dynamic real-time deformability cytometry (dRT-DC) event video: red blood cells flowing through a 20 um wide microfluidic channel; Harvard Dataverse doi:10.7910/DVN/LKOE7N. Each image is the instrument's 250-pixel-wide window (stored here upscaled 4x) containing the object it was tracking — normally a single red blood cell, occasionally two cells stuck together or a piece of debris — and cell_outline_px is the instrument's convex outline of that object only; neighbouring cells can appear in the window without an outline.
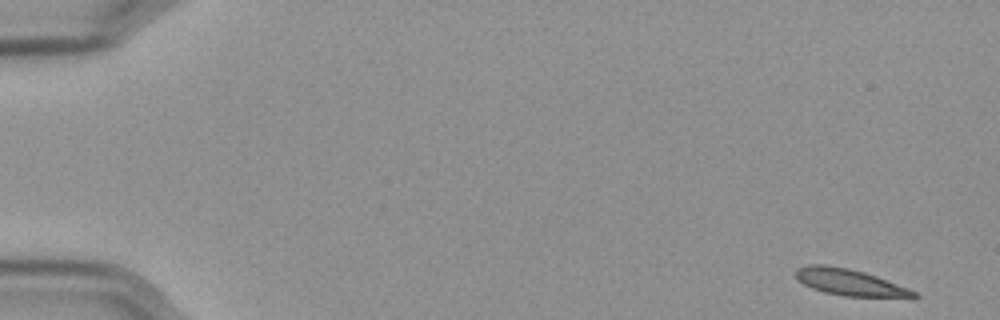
{"species": "Egyptian fruit bat (a non-hibernating species)", "species_latin": "Rousettus aegyptiacus", "temperature_condition": "cold", "stored_images_in_passage": 4, "camera_frame_rate_fps": 3000, "um_per_image_px": 0.085, "frame": {"image": 1, "passage_image": 1, "time_ms": 0.0, "image_size_px": [1000, 320], "cell_outline_px": [[920, 296], [916, 300], [912, 300], [844, 296], [824, 292], [812, 288], [796, 280], [796, 268], [808, 264], [824, 264], [848, 268], [864, 272], [876, 276], [908, 288], [916, 292]], "centroid_in_image_um": [72.35, 24.04], "position_along_channel_um": 12.7, "area_um2": 19.02}}